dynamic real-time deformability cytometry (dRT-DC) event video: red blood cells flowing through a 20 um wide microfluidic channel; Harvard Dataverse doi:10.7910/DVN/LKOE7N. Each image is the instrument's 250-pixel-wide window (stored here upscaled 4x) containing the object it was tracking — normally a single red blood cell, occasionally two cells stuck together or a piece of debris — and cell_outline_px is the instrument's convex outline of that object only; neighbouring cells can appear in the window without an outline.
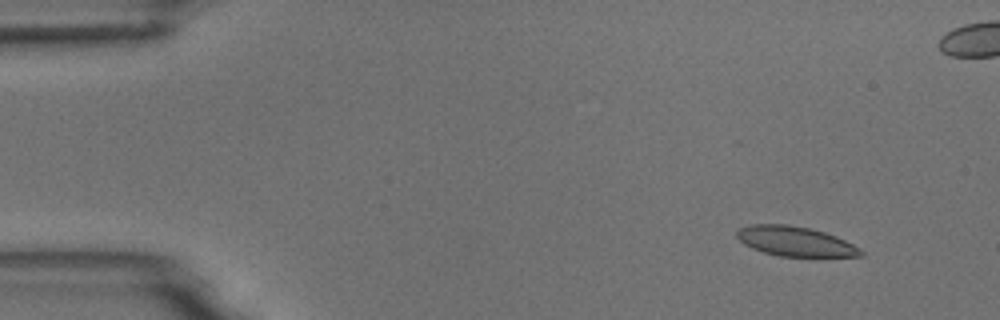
{"species": "common noctule bat (a hibernating species)", "species_latin": "Nyctalus noctula", "temperature_condition": "room temperature", "stored_images_in_passage": 6, "camera_frame_rate_fps": 3000, "um_per_image_px": 0.085, "animal": {"sex": "male", "body_mass_g": 18.8}, "frame": {"image": 1, "passage_image": 2, "time_ms": 1.333, "image_size_px": [1000, 320], "cell_outline_px": [[864, 256], [780, 256], [764, 252], [752, 248], [744, 244], [736, 236], [736, 232], [740, 228], [752, 224], [788, 224], [808, 228], [824, 232], [836, 236], [860, 248], [864, 252]], "centroid_in_image_um": [67.59, 20.51], "position_along_channel_um": 17.4, "area_um2": 21.27}}